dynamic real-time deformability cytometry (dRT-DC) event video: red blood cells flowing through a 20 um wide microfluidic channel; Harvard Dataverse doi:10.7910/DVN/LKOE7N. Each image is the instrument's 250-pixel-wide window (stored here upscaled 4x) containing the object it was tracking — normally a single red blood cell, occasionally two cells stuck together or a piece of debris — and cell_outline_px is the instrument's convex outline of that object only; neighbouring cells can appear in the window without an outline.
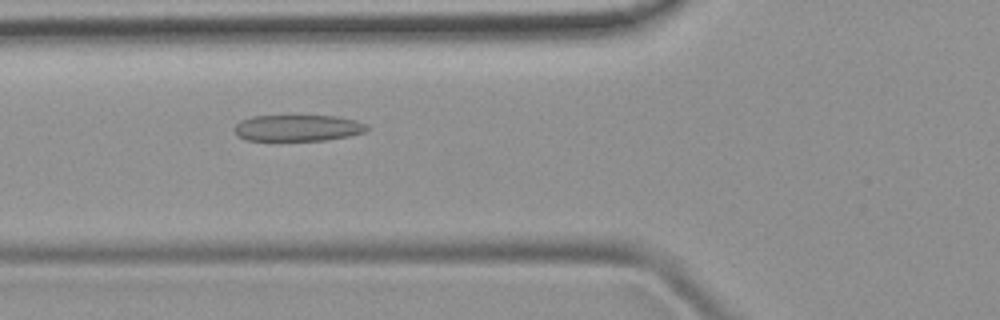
{"species": "common noctule bat (a hibernating species)", "species_latin": "Nyctalus noctula", "temperature_condition": "room temperature", "stored_images_in_passage": 38, "camera_frame_rate_fps": 3000, "um_per_image_px": 0.085, "animal": {"sex": "female", "body_mass_g": 19.9}, "frame": {"image": 1, "passage_image": 8, "time_ms": 2.333, "image_size_px": [1000, 320], "cell_outline_px": [[372, 128], [364, 132], [348, 136], [324, 140], [248, 140], [236, 136], [232, 128], [240, 120], [252, 116], [340, 116], [356, 120], [368, 124]], "centroid_in_image_um": [25.32, 10.87], "position_along_channel_um": 100.5, "area_um2": 20.58}}
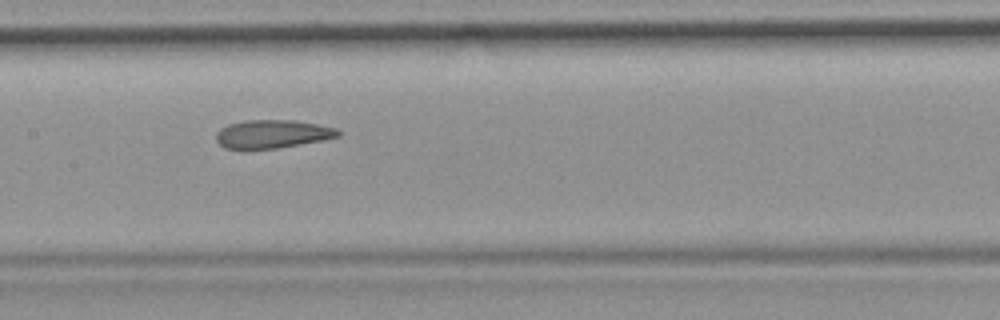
{"frame": {"image": 2, "passage_image": 14, "time_ms": 4.333, "image_size_px": [1000, 320], "cell_outline_px": [[340, 136], [324, 140], [276, 148], [244, 152], [224, 148], [216, 140], [216, 132], [220, 128], [228, 124], [244, 120], [296, 120], [336, 128], [340, 132]], "centroid_in_image_um": [23.07, 11.42], "position_along_channel_um": 184.3, "area_um2": 20.75}}
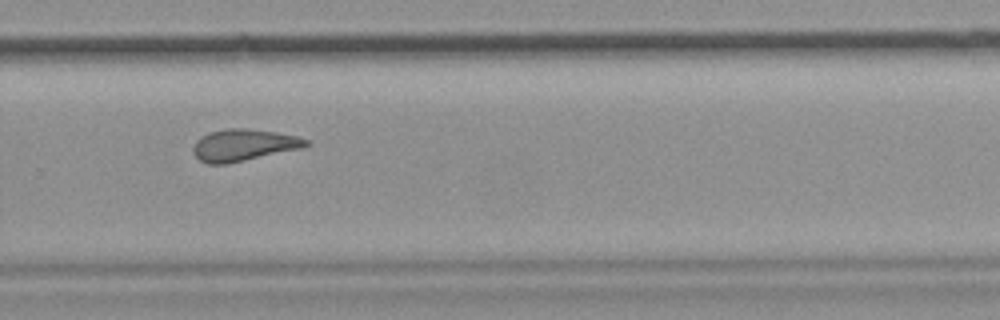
{"frame": {"image": 3, "passage_image": 23, "time_ms": 7.333, "image_size_px": [1000, 320], "cell_outline_px": [[312, 144], [300, 148], [228, 164], [208, 164], [200, 160], [192, 152], [192, 148], [196, 140], [200, 136], [208, 132], [228, 128], [248, 128], [276, 132], [296, 136], [308, 140]], "centroid_in_image_um": [20.67, 12.32], "position_along_channel_um": 309.1, "area_um2": 20.98}}